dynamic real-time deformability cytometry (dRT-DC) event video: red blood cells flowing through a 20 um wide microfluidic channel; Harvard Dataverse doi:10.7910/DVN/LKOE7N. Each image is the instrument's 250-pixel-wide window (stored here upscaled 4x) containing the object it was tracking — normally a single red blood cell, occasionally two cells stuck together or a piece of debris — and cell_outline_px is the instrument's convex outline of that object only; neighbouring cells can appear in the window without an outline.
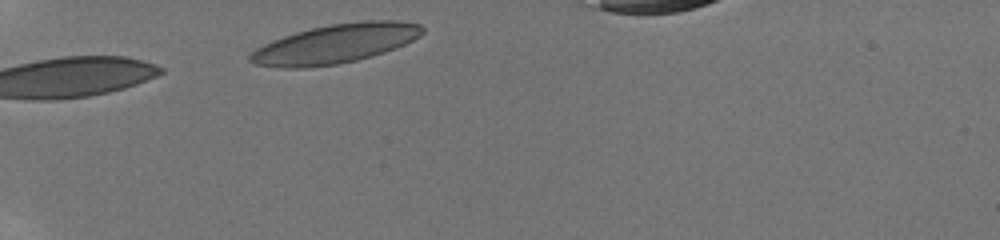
{"species": "human", "species_latin": "Homo sapiens", "temperature_condition": "room temperature", "stored_images_in_passage": 3, "camera_frame_rate_fps": 3000, "um_per_image_px": 0.085, "donor": {"sex": "male"}, "frame": {"image": 1, "passage_image": 1, "time_ms": 0.0, "image_size_px": [1000, 240], "cell_outline_px": [[424, 32], [420, 36], [396, 48], [372, 56], [340, 64], [304, 68], [280, 68], [256, 64], [248, 60], [248, 56], [256, 48], [272, 40], [296, 32], [312, 28], [332, 24], [368, 20], [400, 20], [420, 24], [424, 28]], "centroid_in_image_um": [28.52, 3.72], "position_along_channel_um": 56.5, "area_um2": 39.3}}
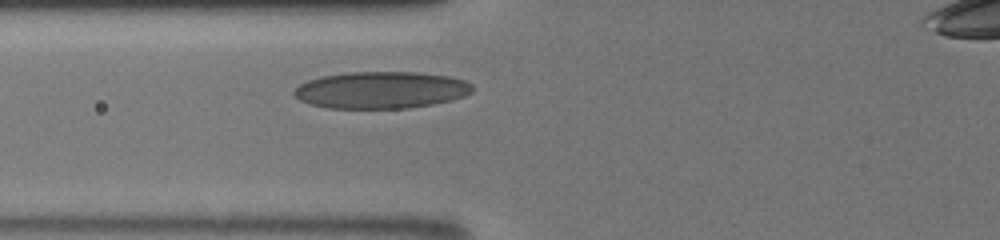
{"frame": {"image": 2, "passage_image": 3, "time_ms": 1.667, "image_size_px": [1000, 240], "cell_outline_px": [[472, 92], [464, 96], [452, 100], [432, 104], [408, 108], [328, 108], [312, 104], [300, 100], [292, 92], [300, 84], [308, 80], [320, 76], [348, 72], [416, 72], [448, 76], [464, 80], [472, 84]], "centroid_in_image_um": [32.39, 7.65], "position_along_channel_um": 93.4, "area_um2": 38.32}}